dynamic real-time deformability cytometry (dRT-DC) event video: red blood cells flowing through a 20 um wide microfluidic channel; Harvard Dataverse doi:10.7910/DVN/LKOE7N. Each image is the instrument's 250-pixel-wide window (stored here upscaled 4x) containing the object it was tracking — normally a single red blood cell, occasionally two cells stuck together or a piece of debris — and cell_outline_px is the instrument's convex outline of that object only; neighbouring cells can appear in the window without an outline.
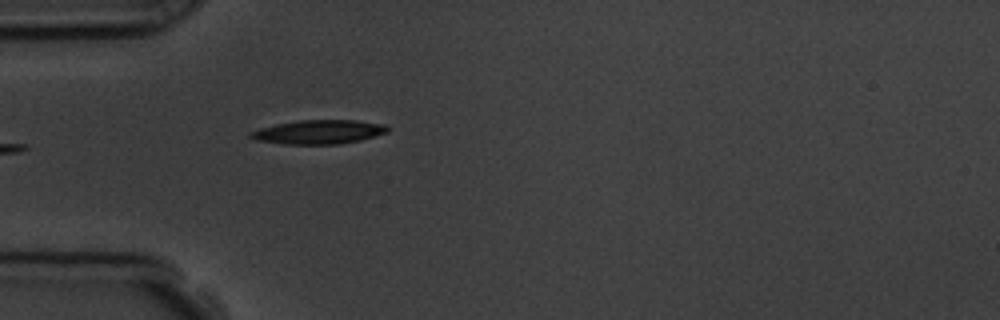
{"species": "common noctule bat (a hibernating species)", "species_latin": "Nyctalus noctula", "temperature_condition": "room temperature", "stored_images_in_passage": 6, "camera_frame_rate_fps": 3000, "um_per_image_px": 0.085, "animal": {"sex": "male", "body_mass_g": 19.5, "forearm_length_mm": 54.6}, "frame": {"image": 1, "passage_image": 6, "time_ms": 6.0, "image_size_px": [1000, 320], "cell_outline_px": [[388, 132], [360, 140], [340, 144], [284, 144], [256, 140], [248, 136], [248, 132], [260, 128], [276, 124], [300, 120], [356, 120], [384, 124], [388, 128]], "centroid_in_image_um": [27.07, 11.21], "position_along_channel_um": 57.9, "area_um2": 19.13}}